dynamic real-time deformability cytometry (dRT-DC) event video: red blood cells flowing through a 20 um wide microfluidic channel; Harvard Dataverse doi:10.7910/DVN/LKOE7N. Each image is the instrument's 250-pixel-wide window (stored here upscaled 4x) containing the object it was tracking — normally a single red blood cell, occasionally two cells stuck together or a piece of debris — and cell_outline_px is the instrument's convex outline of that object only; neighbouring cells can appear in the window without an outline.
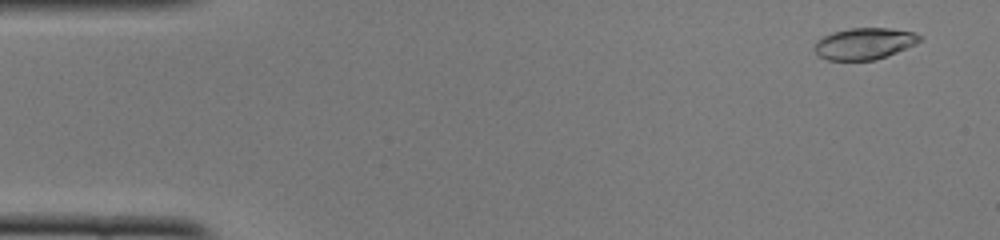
{"species": "common noctule bat (a hibernating species)", "species_latin": "Nyctalus noctula", "temperature_condition": "cold", "stored_images_in_passage": 50, "camera_frame_rate_fps": 3000, "um_per_image_px": 0.085, "animal": {"sex": "female", "body_mass_g": 22.0, "forearm_length_mm": 56.7}, "frame": {"image": 1, "passage_image": 3, "time_ms": 0.667, "image_size_px": [1000, 240], "cell_outline_px": [[920, 40], [916, 44], [876, 60], [828, 60], [816, 56], [816, 40], [832, 32], [852, 28], [888, 28], [916, 32], [920, 36]], "centroid_in_image_um": [73.46, 3.71], "position_along_channel_um": 11.5, "area_um2": 19.25}}
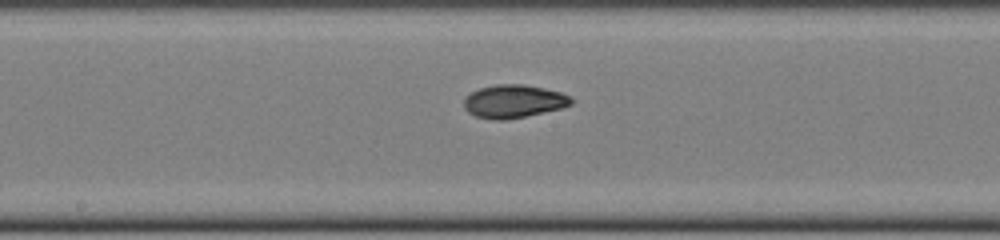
{"frame": {"image": 2, "passage_image": 26, "time_ms": 8.333, "image_size_px": [1000, 240], "cell_outline_px": [[572, 104], [560, 108], [524, 116], [504, 120], [496, 120], [476, 116], [468, 112], [464, 108], [464, 96], [480, 88], [496, 84], [524, 84], [544, 88], [560, 92], [568, 96], [572, 100]], "centroid_in_image_um": [43.62, 8.6], "position_along_channel_um": 204.6, "area_um2": 20.46}}
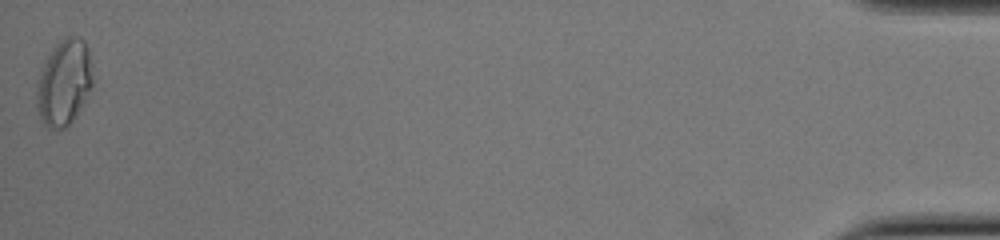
{"frame": {"image": 3, "passage_image": 50, "time_ms": 16.333, "image_size_px": [1000, 240], "cell_outline_px": [[92, 88], [76, 116], [64, 128], [48, 128], [44, 124], [40, 116], [36, 104], [36, 88], [40, 68], [56, 44], [64, 36], [76, 36], [84, 40], [88, 48], [92, 76]], "centroid_in_image_um": [5.43, 7.0], "position_along_channel_um": 429.8, "area_um2": 28.03}, "authors_computed_cell_mechanics": {"area_um2": 20.4612, "velocity_mm_per_s": 4.0041, "shape_relaxation_time_tau1_ms": 9.1474, "shape_relaxation_time_tau2_ms": 2.159, "deformation_change_tau1": 0.2393, "deformation_change_tau2": 0.056}}